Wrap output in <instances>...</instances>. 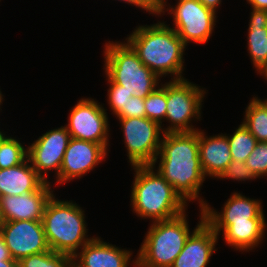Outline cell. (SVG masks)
I'll return each mask as SVG.
<instances>
[{
  "label": "cell",
  "instance_id": "30bf717a",
  "mask_svg": "<svg viewBox=\"0 0 267 267\" xmlns=\"http://www.w3.org/2000/svg\"><path fill=\"white\" fill-rule=\"evenodd\" d=\"M104 103L81 98L71 109L64 126L75 139L102 144L109 152L110 122Z\"/></svg>",
  "mask_w": 267,
  "mask_h": 267
},
{
  "label": "cell",
  "instance_id": "d4e9b609",
  "mask_svg": "<svg viewBox=\"0 0 267 267\" xmlns=\"http://www.w3.org/2000/svg\"><path fill=\"white\" fill-rule=\"evenodd\" d=\"M146 117L157 122L164 128L166 107H167V82H161L153 92L144 98Z\"/></svg>",
  "mask_w": 267,
  "mask_h": 267
},
{
  "label": "cell",
  "instance_id": "9c48e42d",
  "mask_svg": "<svg viewBox=\"0 0 267 267\" xmlns=\"http://www.w3.org/2000/svg\"><path fill=\"white\" fill-rule=\"evenodd\" d=\"M123 132L128 162L131 166L152 165L160 151L163 131L147 117L117 118Z\"/></svg>",
  "mask_w": 267,
  "mask_h": 267
},
{
  "label": "cell",
  "instance_id": "8fae6325",
  "mask_svg": "<svg viewBox=\"0 0 267 267\" xmlns=\"http://www.w3.org/2000/svg\"><path fill=\"white\" fill-rule=\"evenodd\" d=\"M70 133L65 126L43 133L32 143H28L27 157L38 175L49 183V173L54 171V180L59 176L60 167L67 149Z\"/></svg>",
  "mask_w": 267,
  "mask_h": 267
},
{
  "label": "cell",
  "instance_id": "52a82bcc",
  "mask_svg": "<svg viewBox=\"0 0 267 267\" xmlns=\"http://www.w3.org/2000/svg\"><path fill=\"white\" fill-rule=\"evenodd\" d=\"M205 88L188 79L167 81V107L165 121L169 126L162 128L163 133L195 132L199 128L192 122L200 121ZM194 120V121H193Z\"/></svg>",
  "mask_w": 267,
  "mask_h": 267
},
{
  "label": "cell",
  "instance_id": "7a4b0ae2",
  "mask_svg": "<svg viewBox=\"0 0 267 267\" xmlns=\"http://www.w3.org/2000/svg\"><path fill=\"white\" fill-rule=\"evenodd\" d=\"M125 41L138 54L142 63L160 79L166 76H170L171 80L185 79L184 53L187 48L166 21L138 25Z\"/></svg>",
  "mask_w": 267,
  "mask_h": 267
},
{
  "label": "cell",
  "instance_id": "8d00e7d4",
  "mask_svg": "<svg viewBox=\"0 0 267 267\" xmlns=\"http://www.w3.org/2000/svg\"><path fill=\"white\" fill-rule=\"evenodd\" d=\"M5 221H4V218H3V216H2V211H1V201H0V227H1V225L4 223Z\"/></svg>",
  "mask_w": 267,
  "mask_h": 267
},
{
  "label": "cell",
  "instance_id": "4fadbf2b",
  "mask_svg": "<svg viewBox=\"0 0 267 267\" xmlns=\"http://www.w3.org/2000/svg\"><path fill=\"white\" fill-rule=\"evenodd\" d=\"M108 153L102 144L71 137L64 153L59 176L54 184L63 185L74 181V179L83 178L102 161H106L105 158H107Z\"/></svg>",
  "mask_w": 267,
  "mask_h": 267
},
{
  "label": "cell",
  "instance_id": "ffe728a7",
  "mask_svg": "<svg viewBox=\"0 0 267 267\" xmlns=\"http://www.w3.org/2000/svg\"><path fill=\"white\" fill-rule=\"evenodd\" d=\"M266 230L265 219H249V222H233L222 232V237L229 247L247 253L263 243Z\"/></svg>",
  "mask_w": 267,
  "mask_h": 267
},
{
  "label": "cell",
  "instance_id": "f35d334b",
  "mask_svg": "<svg viewBox=\"0 0 267 267\" xmlns=\"http://www.w3.org/2000/svg\"><path fill=\"white\" fill-rule=\"evenodd\" d=\"M7 132H3L1 129H0V142L3 140V138L7 135L6 134Z\"/></svg>",
  "mask_w": 267,
  "mask_h": 267
},
{
  "label": "cell",
  "instance_id": "7402d4cb",
  "mask_svg": "<svg viewBox=\"0 0 267 267\" xmlns=\"http://www.w3.org/2000/svg\"><path fill=\"white\" fill-rule=\"evenodd\" d=\"M244 113V126L257 142H267V100L254 95Z\"/></svg>",
  "mask_w": 267,
  "mask_h": 267
},
{
  "label": "cell",
  "instance_id": "7c38bea8",
  "mask_svg": "<svg viewBox=\"0 0 267 267\" xmlns=\"http://www.w3.org/2000/svg\"><path fill=\"white\" fill-rule=\"evenodd\" d=\"M12 259L49 251L42 220H15L4 222L0 227Z\"/></svg>",
  "mask_w": 267,
  "mask_h": 267
},
{
  "label": "cell",
  "instance_id": "9a60e30c",
  "mask_svg": "<svg viewBox=\"0 0 267 267\" xmlns=\"http://www.w3.org/2000/svg\"><path fill=\"white\" fill-rule=\"evenodd\" d=\"M79 251L71 258L77 267H129V265L136 267L137 265L136 257L133 259L131 249L119 248L105 242L99 236H95Z\"/></svg>",
  "mask_w": 267,
  "mask_h": 267
},
{
  "label": "cell",
  "instance_id": "4316f807",
  "mask_svg": "<svg viewBox=\"0 0 267 267\" xmlns=\"http://www.w3.org/2000/svg\"><path fill=\"white\" fill-rule=\"evenodd\" d=\"M105 77L109 86L106 95L108 106L113 116L118 118L127 109V103L133 94L123 89V86L114 83L106 74Z\"/></svg>",
  "mask_w": 267,
  "mask_h": 267
},
{
  "label": "cell",
  "instance_id": "277c9868",
  "mask_svg": "<svg viewBox=\"0 0 267 267\" xmlns=\"http://www.w3.org/2000/svg\"><path fill=\"white\" fill-rule=\"evenodd\" d=\"M56 193L46 204L42 217L50 250L71 258L95 236L89 237L85 211L73 200H59Z\"/></svg>",
  "mask_w": 267,
  "mask_h": 267
},
{
  "label": "cell",
  "instance_id": "4dcf8cb0",
  "mask_svg": "<svg viewBox=\"0 0 267 267\" xmlns=\"http://www.w3.org/2000/svg\"><path fill=\"white\" fill-rule=\"evenodd\" d=\"M117 1H124L128 5L135 6L136 8H140L149 13V15L158 16L160 6L156 0H117Z\"/></svg>",
  "mask_w": 267,
  "mask_h": 267
},
{
  "label": "cell",
  "instance_id": "83f0119b",
  "mask_svg": "<svg viewBox=\"0 0 267 267\" xmlns=\"http://www.w3.org/2000/svg\"><path fill=\"white\" fill-rule=\"evenodd\" d=\"M245 163L258 179L267 176V142H257Z\"/></svg>",
  "mask_w": 267,
  "mask_h": 267
},
{
  "label": "cell",
  "instance_id": "ba28073f",
  "mask_svg": "<svg viewBox=\"0 0 267 267\" xmlns=\"http://www.w3.org/2000/svg\"><path fill=\"white\" fill-rule=\"evenodd\" d=\"M175 4L173 6L165 1L160 5L158 17L165 15L168 11L167 15L173 18L171 28L176 31L187 47L190 43L205 45L213 36L218 18L217 13L206 8L198 0H176Z\"/></svg>",
  "mask_w": 267,
  "mask_h": 267
},
{
  "label": "cell",
  "instance_id": "ab89813d",
  "mask_svg": "<svg viewBox=\"0 0 267 267\" xmlns=\"http://www.w3.org/2000/svg\"><path fill=\"white\" fill-rule=\"evenodd\" d=\"M157 1V3L159 4V6L160 5H162L165 1H168V0H156Z\"/></svg>",
  "mask_w": 267,
  "mask_h": 267
},
{
  "label": "cell",
  "instance_id": "74e56055",
  "mask_svg": "<svg viewBox=\"0 0 267 267\" xmlns=\"http://www.w3.org/2000/svg\"><path fill=\"white\" fill-rule=\"evenodd\" d=\"M4 94L2 93V91L0 90V109H1V106H2V102L5 100L4 98Z\"/></svg>",
  "mask_w": 267,
  "mask_h": 267
},
{
  "label": "cell",
  "instance_id": "44dd1931",
  "mask_svg": "<svg viewBox=\"0 0 267 267\" xmlns=\"http://www.w3.org/2000/svg\"><path fill=\"white\" fill-rule=\"evenodd\" d=\"M247 53L258 73L267 63V10L250 8Z\"/></svg>",
  "mask_w": 267,
  "mask_h": 267
},
{
  "label": "cell",
  "instance_id": "f546056e",
  "mask_svg": "<svg viewBox=\"0 0 267 267\" xmlns=\"http://www.w3.org/2000/svg\"><path fill=\"white\" fill-rule=\"evenodd\" d=\"M146 117L144 99L132 96L127 103V109L118 118Z\"/></svg>",
  "mask_w": 267,
  "mask_h": 267
},
{
  "label": "cell",
  "instance_id": "f1b7e54d",
  "mask_svg": "<svg viewBox=\"0 0 267 267\" xmlns=\"http://www.w3.org/2000/svg\"><path fill=\"white\" fill-rule=\"evenodd\" d=\"M217 179H232L236 181H252L257 177L253 174L252 170L248 168L245 162L239 160H232L226 169L220 173Z\"/></svg>",
  "mask_w": 267,
  "mask_h": 267
},
{
  "label": "cell",
  "instance_id": "3957f363",
  "mask_svg": "<svg viewBox=\"0 0 267 267\" xmlns=\"http://www.w3.org/2000/svg\"><path fill=\"white\" fill-rule=\"evenodd\" d=\"M130 206L139 218L149 223L175 218L187 211L188 204L152 165L131 166Z\"/></svg>",
  "mask_w": 267,
  "mask_h": 267
},
{
  "label": "cell",
  "instance_id": "cb8c5ba5",
  "mask_svg": "<svg viewBox=\"0 0 267 267\" xmlns=\"http://www.w3.org/2000/svg\"><path fill=\"white\" fill-rule=\"evenodd\" d=\"M16 137L6 135L0 142V169L11 168L23 163L28 157V146Z\"/></svg>",
  "mask_w": 267,
  "mask_h": 267
},
{
  "label": "cell",
  "instance_id": "ac0fdd59",
  "mask_svg": "<svg viewBox=\"0 0 267 267\" xmlns=\"http://www.w3.org/2000/svg\"><path fill=\"white\" fill-rule=\"evenodd\" d=\"M199 158L205 177L215 179L232 161L228 138L225 133L208 136L198 130Z\"/></svg>",
  "mask_w": 267,
  "mask_h": 267
},
{
  "label": "cell",
  "instance_id": "8992f818",
  "mask_svg": "<svg viewBox=\"0 0 267 267\" xmlns=\"http://www.w3.org/2000/svg\"><path fill=\"white\" fill-rule=\"evenodd\" d=\"M102 52L104 73L133 96L144 99L160 86L161 79L142 63L125 40L105 42Z\"/></svg>",
  "mask_w": 267,
  "mask_h": 267
},
{
  "label": "cell",
  "instance_id": "836d02e7",
  "mask_svg": "<svg viewBox=\"0 0 267 267\" xmlns=\"http://www.w3.org/2000/svg\"><path fill=\"white\" fill-rule=\"evenodd\" d=\"M246 2L251 8L267 10V0H246Z\"/></svg>",
  "mask_w": 267,
  "mask_h": 267
},
{
  "label": "cell",
  "instance_id": "5b68a950",
  "mask_svg": "<svg viewBox=\"0 0 267 267\" xmlns=\"http://www.w3.org/2000/svg\"><path fill=\"white\" fill-rule=\"evenodd\" d=\"M199 211V221L192 231L186 211L175 218L151 223L137 251L136 267H171L190 234L204 221L203 209L200 207Z\"/></svg>",
  "mask_w": 267,
  "mask_h": 267
},
{
  "label": "cell",
  "instance_id": "60d3db41",
  "mask_svg": "<svg viewBox=\"0 0 267 267\" xmlns=\"http://www.w3.org/2000/svg\"><path fill=\"white\" fill-rule=\"evenodd\" d=\"M70 267H77L72 261L70 262Z\"/></svg>",
  "mask_w": 267,
  "mask_h": 267
},
{
  "label": "cell",
  "instance_id": "d6986e66",
  "mask_svg": "<svg viewBox=\"0 0 267 267\" xmlns=\"http://www.w3.org/2000/svg\"><path fill=\"white\" fill-rule=\"evenodd\" d=\"M44 183L28 158L17 166L0 169V196L34 192Z\"/></svg>",
  "mask_w": 267,
  "mask_h": 267
},
{
  "label": "cell",
  "instance_id": "2e32d148",
  "mask_svg": "<svg viewBox=\"0 0 267 267\" xmlns=\"http://www.w3.org/2000/svg\"><path fill=\"white\" fill-rule=\"evenodd\" d=\"M52 182H45L37 191L23 195L0 196L4 221L42 220L47 202L54 194Z\"/></svg>",
  "mask_w": 267,
  "mask_h": 267
},
{
  "label": "cell",
  "instance_id": "603a6c76",
  "mask_svg": "<svg viewBox=\"0 0 267 267\" xmlns=\"http://www.w3.org/2000/svg\"><path fill=\"white\" fill-rule=\"evenodd\" d=\"M228 138L232 160L246 162L247 157L253 152L257 144L256 138L241 122L233 134H225Z\"/></svg>",
  "mask_w": 267,
  "mask_h": 267
},
{
  "label": "cell",
  "instance_id": "484cf974",
  "mask_svg": "<svg viewBox=\"0 0 267 267\" xmlns=\"http://www.w3.org/2000/svg\"><path fill=\"white\" fill-rule=\"evenodd\" d=\"M18 262L19 267H68L71 257L49 250L21 258Z\"/></svg>",
  "mask_w": 267,
  "mask_h": 267
},
{
  "label": "cell",
  "instance_id": "5bb4252c",
  "mask_svg": "<svg viewBox=\"0 0 267 267\" xmlns=\"http://www.w3.org/2000/svg\"><path fill=\"white\" fill-rule=\"evenodd\" d=\"M204 221L220 236L233 222H249V219H265L262 200L253 199L233 192L226 200L221 211L207 202L203 207Z\"/></svg>",
  "mask_w": 267,
  "mask_h": 267
},
{
  "label": "cell",
  "instance_id": "d590c367",
  "mask_svg": "<svg viewBox=\"0 0 267 267\" xmlns=\"http://www.w3.org/2000/svg\"><path fill=\"white\" fill-rule=\"evenodd\" d=\"M258 74L260 77L262 76L265 80H267V63L261 68Z\"/></svg>",
  "mask_w": 267,
  "mask_h": 267
},
{
  "label": "cell",
  "instance_id": "e575fe53",
  "mask_svg": "<svg viewBox=\"0 0 267 267\" xmlns=\"http://www.w3.org/2000/svg\"><path fill=\"white\" fill-rule=\"evenodd\" d=\"M0 267H19L17 260H0Z\"/></svg>",
  "mask_w": 267,
  "mask_h": 267
},
{
  "label": "cell",
  "instance_id": "d6a6232c",
  "mask_svg": "<svg viewBox=\"0 0 267 267\" xmlns=\"http://www.w3.org/2000/svg\"><path fill=\"white\" fill-rule=\"evenodd\" d=\"M202 5L206 8L213 10L215 13L218 14V8H220L222 4V0H198Z\"/></svg>",
  "mask_w": 267,
  "mask_h": 267
},
{
  "label": "cell",
  "instance_id": "6da1fadb",
  "mask_svg": "<svg viewBox=\"0 0 267 267\" xmlns=\"http://www.w3.org/2000/svg\"><path fill=\"white\" fill-rule=\"evenodd\" d=\"M156 163V170L187 204L197 201L202 208L207 203L200 195L206 177L200 164L198 131L164 133L152 166Z\"/></svg>",
  "mask_w": 267,
  "mask_h": 267
},
{
  "label": "cell",
  "instance_id": "e0dca14e",
  "mask_svg": "<svg viewBox=\"0 0 267 267\" xmlns=\"http://www.w3.org/2000/svg\"><path fill=\"white\" fill-rule=\"evenodd\" d=\"M219 236L203 221L188 237L171 267H207L210 257L218 250Z\"/></svg>",
  "mask_w": 267,
  "mask_h": 267
},
{
  "label": "cell",
  "instance_id": "1f68e13d",
  "mask_svg": "<svg viewBox=\"0 0 267 267\" xmlns=\"http://www.w3.org/2000/svg\"><path fill=\"white\" fill-rule=\"evenodd\" d=\"M0 260H14L12 259L9 250L5 244L4 238L0 233Z\"/></svg>",
  "mask_w": 267,
  "mask_h": 267
}]
</instances>
